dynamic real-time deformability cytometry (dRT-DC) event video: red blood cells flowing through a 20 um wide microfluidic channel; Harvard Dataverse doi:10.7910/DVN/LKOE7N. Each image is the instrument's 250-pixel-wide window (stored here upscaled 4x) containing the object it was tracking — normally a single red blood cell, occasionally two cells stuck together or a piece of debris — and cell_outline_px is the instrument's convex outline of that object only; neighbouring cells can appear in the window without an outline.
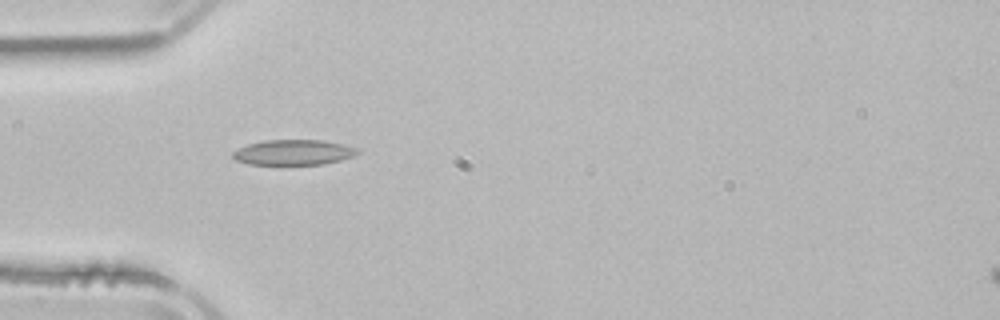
{"species": "common noctule bat (a hibernating species)", "species_latin": "Nyctalus noctula", "temperature_condition": "room temperature", "stored_images_in_passage": 2, "camera_frame_rate_fps": 3000, "um_per_image_px": 0.085, "animal": {"sex": "male", "body_mass_g": 21.5, "forearm_length_mm": 52.0}, "frame": {"image": 1, "passage_image": 1, "time_ms": 0.0, "image_size_px": [1000, 320], "cell_outline_px": [[360, 152], [356, 156], [324, 164], [248, 164], [236, 160], [232, 156], [232, 152], [248, 144], [264, 140], [324, 140], [360, 148]], "centroid_in_image_um": [25.0, 12.94], "position_along_channel_um": 60.0, "area_um2": 18.44}}
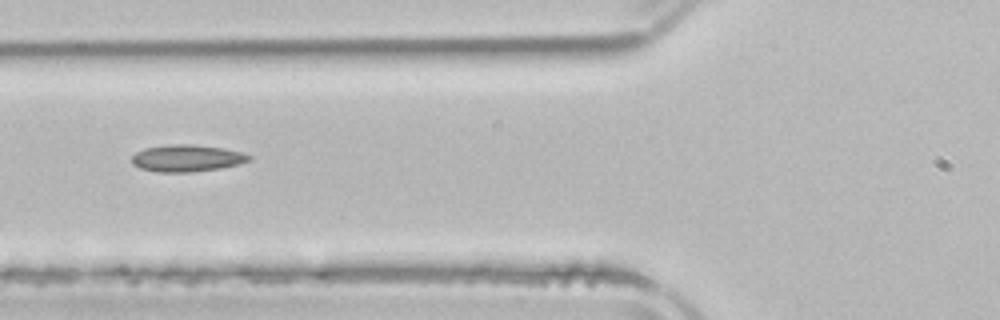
{"frame": {"image": 2, "passage_image": 2, "time_ms": 1.333, "image_size_px": [1000, 320], "cell_outline_px": [[252, 160], [220, 168], [188, 172], [156, 172], [140, 168], [132, 164], [132, 156], [136, 152], [144, 148], [168, 144], [192, 144], [220, 148], [240, 152], [252, 156]], "centroid_in_image_um": [15.84, 13.44], "position_along_channel_um": 110.0, "area_um2": 18.26}}